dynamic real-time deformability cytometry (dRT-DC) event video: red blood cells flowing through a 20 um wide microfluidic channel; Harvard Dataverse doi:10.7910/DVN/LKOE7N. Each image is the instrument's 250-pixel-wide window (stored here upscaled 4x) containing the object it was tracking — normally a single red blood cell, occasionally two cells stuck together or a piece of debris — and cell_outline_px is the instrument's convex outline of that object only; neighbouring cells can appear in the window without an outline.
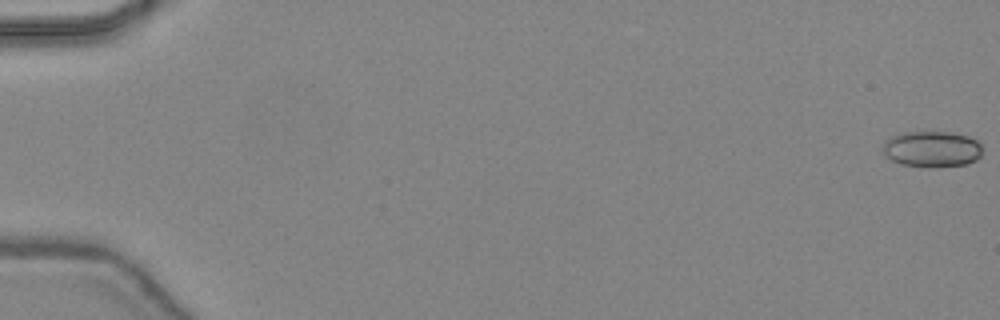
{"species": "common noctule bat (a hibernating species)", "species_latin": "Nyctalus noctula", "temperature_condition": "warm", "stored_images_in_passage": 48, "camera_frame_rate_fps": 3000, "um_per_image_px": 0.085, "animal": {"sex": "female", "body_mass_g": 24.6, "forearm_length_mm": 56.2}, "frame": {"image": 1, "passage_image": 1, "time_ms": 0.0, "image_size_px": [1000, 320], "cell_outline_px": [[980, 156], [976, 160], [968, 164], [932, 168], [900, 164], [884, 156], [880, 148], [884, 140], [888, 136], [900, 132], [952, 132], [968, 136], [976, 140], [980, 144]], "centroid_in_image_um": [79.13, 12.67], "position_along_channel_um": 5.9, "area_um2": 21.44}}
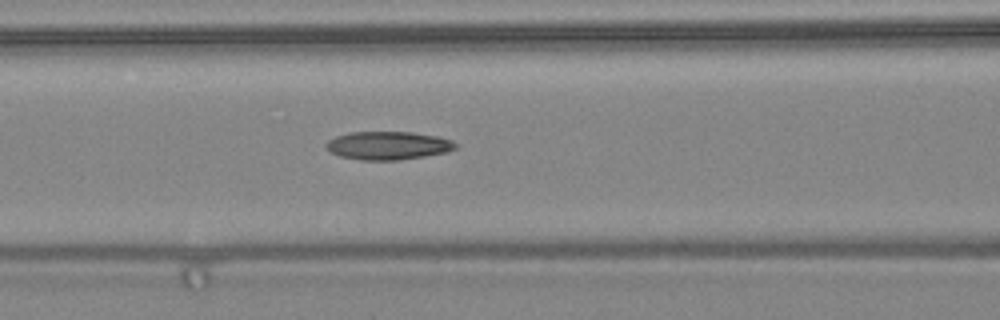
{"frame": {"image": 2, "passage_image": 22, "time_ms": 7.0, "image_size_px": [1000, 320], "cell_outline_px": [[456, 148], [448, 152], [400, 160], [360, 160], [340, 156], [332, 152], [324, 144], [328, 140], [336, 136], [348, 132], [412, 132], [440, 136], [452, 140], [456, 144]], "centroid_in_image_um": [33.0, 12.36], "position_along_channel_um": 133.6, "area_um2": 21.39}}
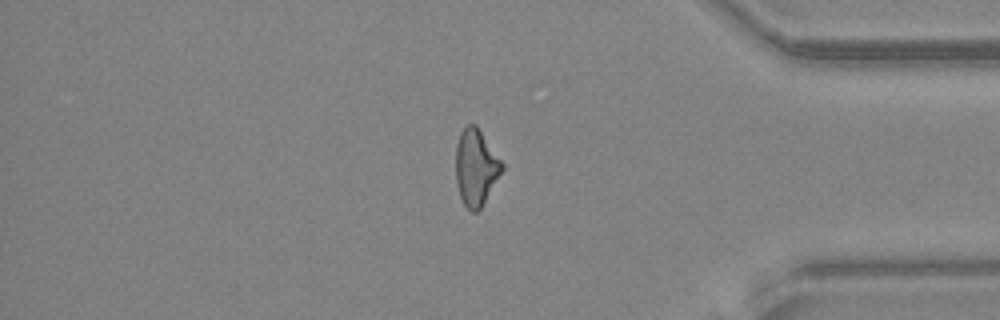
{"frame": {"image": 3, "passage_image": 41, "time_ms": 13.333, "image_size_px": [1000, 320], "cell_outline_px": [[504, 168], [480, 208], [476, 212], [472, 212], [464, 204], [460, 196], [456, 184], [456, 144], [460, 132], [468, 124], [476, 124], [504, 164]], "centroid_in_image_um": [40.44, 14.2], "position_along_channel_um": 394.8, "area_um2": 20.4}, "authors_computed_cell_mechanics": {"area_um2": 20.6635, "velocity_mm_per_s": 4.4784, "shape_relaxation_time_tau1_ms": null, "shape_relaxation_time_tau2_ms": 4.5174, "deformation_change_tau1": null, "deformation_change_tau2": 0.1781}}